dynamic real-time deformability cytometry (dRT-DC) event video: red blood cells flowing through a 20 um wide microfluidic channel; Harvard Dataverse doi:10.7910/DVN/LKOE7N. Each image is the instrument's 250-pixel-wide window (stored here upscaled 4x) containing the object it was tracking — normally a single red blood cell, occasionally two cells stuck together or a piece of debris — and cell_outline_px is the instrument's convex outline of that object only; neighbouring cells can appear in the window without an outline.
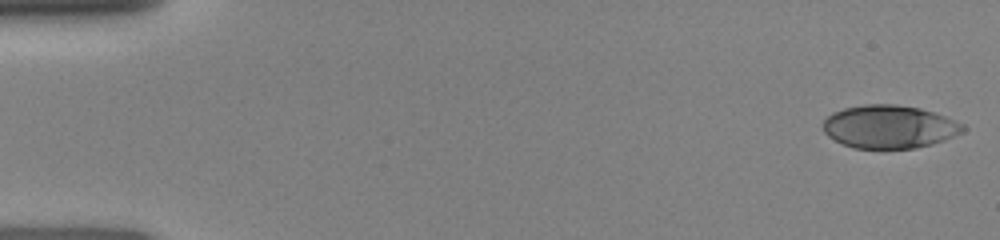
{"species": "human", "species_latin": "Homo sapiens", "temperature_condition": "room temperature", "stored_images_in_passage": 10, "camera_frame_rate_fps": 3000, "um_per_image_px": 0.085, "donor": {"sex": "female"}, "frame": {"image": 1, "passage_image": 1, "time_ms": 0.0, "image_size_px": [1000, 240], "cell_outline_px": [[968, 128], [964, 132], [944, 140], [932, 144], [916, 148], [852, 148], [828, 136], [824, 132], [824, 120], [832, 112], [844, 108], [864, 104], [896, 104], [920, 108], [936, 112], [964, 124]], "centroid_in_image_um": [75.64, 10.76], "position_along_channel_um": 9.4, "area_um2": 35.32}}
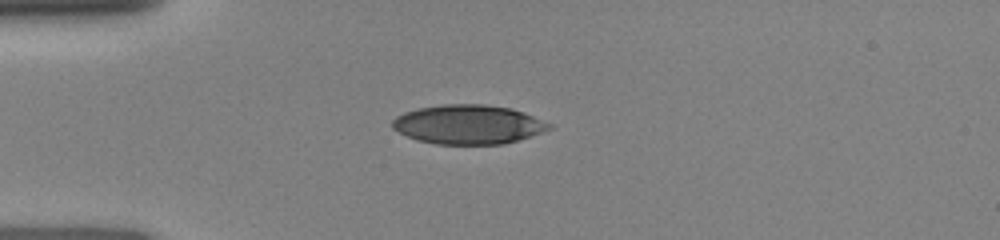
{"frame": {"image": 2, "passage_image": 7, "time_ms": 3.667, "image_size_px": [1000, 240], "cell_outline_px": [[552, 128], [504, 144], [436, 144], [416, 140], [392, 128], [392, 120], [396, 116], [404, 112], [416, 108], [444, 104], [484, 104], [512, 108], [524, 112], [552, 124]], "centroid_in_image_um": [39.77, 10.57], "position_along_channel_um": 45.2, "area_um2": 35.78}}
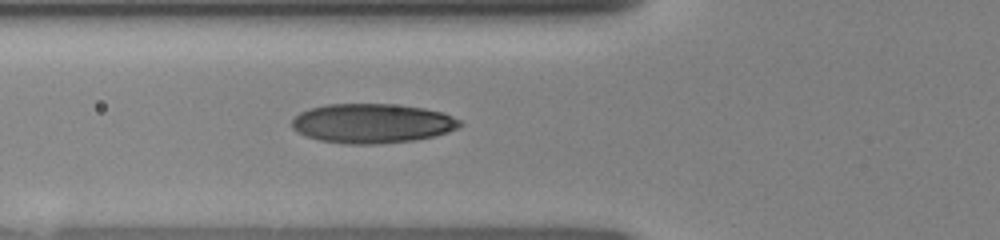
{"frame": {"image": 3, "passage_image": 10, "time_ms": 5.333, "image_size_px": [1000, 240], "cell_outline_px": [[464, 124], [460, 128], [436, 136], [416, 140], [380, 144], [348, 144], [320, 140], [296, 132], [292, 128], [292, 120], [300, 112], [312, 108], [328, 104], [392, 104], [424, 108], [440, 112], [452, 116], [460, 120]], "centroid_in_image_um": [31.68, 10.49], "position_along_channel_um": 94.1, "area_um2": 38.73}}